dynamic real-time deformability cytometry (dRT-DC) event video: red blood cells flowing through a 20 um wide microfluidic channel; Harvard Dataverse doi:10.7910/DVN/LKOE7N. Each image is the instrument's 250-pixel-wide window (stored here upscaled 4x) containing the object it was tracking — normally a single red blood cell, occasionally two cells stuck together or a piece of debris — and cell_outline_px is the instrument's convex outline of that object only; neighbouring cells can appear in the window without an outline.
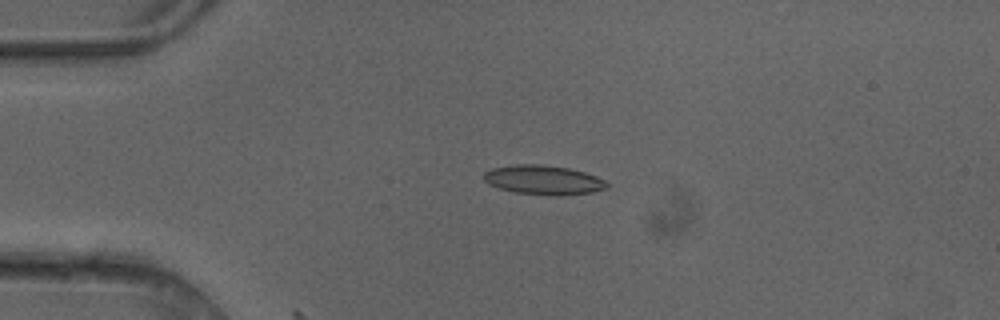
{"species": "common noctule bat (a hibernating species)", "species_latin": "Nyctalus noctula", "temperature_condition": "cold", "stored_images_in_passage": 4, "camera_frame_rate_fps": 3000, "um_per_image_px": 0.085, "animal": {"sex": "female"}, "frame": {"image": 1, "passage_image": 4, "time_ms": 1.0, "image_size_px": [1000, 320], "cell_outline_px": [[608, 188], [592, 192], [556, 196], [548, 196], [516, 192], [500, 188], [488, 184], [484, 180], [484, 172], [492, 168], [516, 164], [540, 164], [568, 168], [584, 172], [596, 176], [604, 180], [608, 184]], "centroid_in_image_um": [46.19, 15.3], "position_along_channel_um": 38.8, "area_um2": 21.04}}